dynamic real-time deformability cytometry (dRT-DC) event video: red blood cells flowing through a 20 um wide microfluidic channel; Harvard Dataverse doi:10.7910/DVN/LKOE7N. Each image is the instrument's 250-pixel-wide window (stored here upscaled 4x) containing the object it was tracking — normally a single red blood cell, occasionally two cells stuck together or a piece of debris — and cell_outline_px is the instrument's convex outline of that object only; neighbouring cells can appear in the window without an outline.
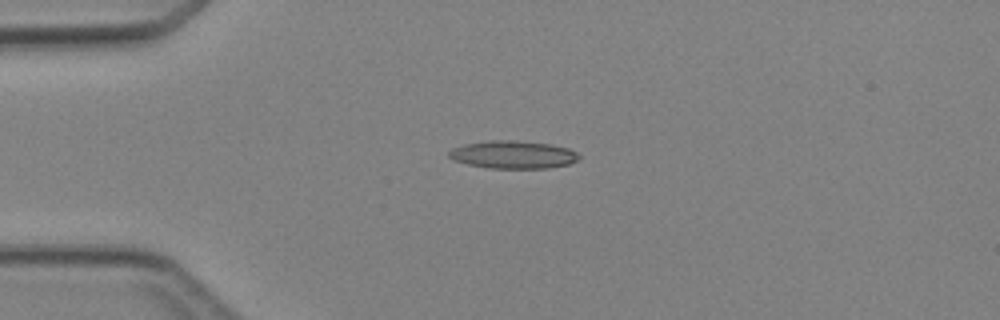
{"species": "Egyptian fruit bat (a non-hibernating species)", "species_latin": "Rousettus aegyptiacus", "temperature_condition": "cold", "stored_images_in_passage": 5, "camera_frame_rate_fps": 3000, "um_per_image_px": 0.085, "animal": {"sex": "female"}, "frame": {"image": 1, "passage_image": 2, "time_ms": 2.333, "image_size_px": [1000, 320], "cell_outline_px": [[580, 160], [568, 164], [548, 168], [488, 168], [468, 164], [452, 160], [448, 156], [448, 152], [452, 148], [464, 144], [488, 140], [516, 140], [552, 144], [568, 148], [576, 152], [580, 156]], "centroid_in_image_um": [43.61, 13.14], "position_along_channel_um": 41.4, "area_um2": 21.27}}
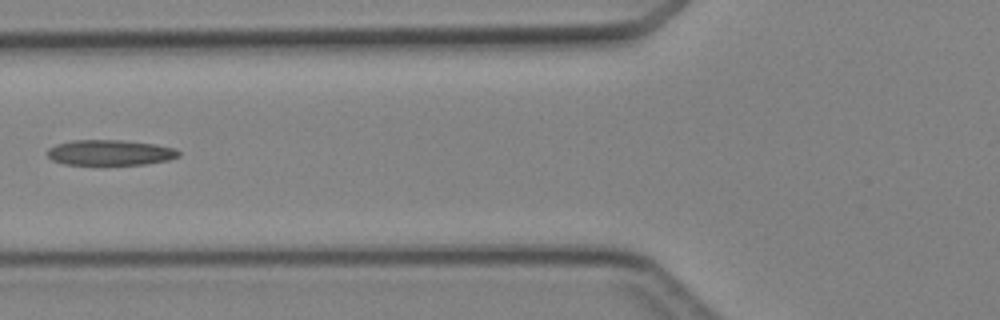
{"frame": {"image": 2, "passage_image": 4, "time_ms": 4.667, "image_size_px": [1000, 320], "cell_outline_px": [[180, 156], [168, 160], [148, 164], [64, 164], [52, 160], [48, 156], [48, 148], [56, 144], [72, 140], [120, 140], [156, 144], [176, 148], [180, 152]], "centroid_in_image_um": [9.38, 12.96], "position_along_channel_um": 116.4, "area_um2": 19.48}}
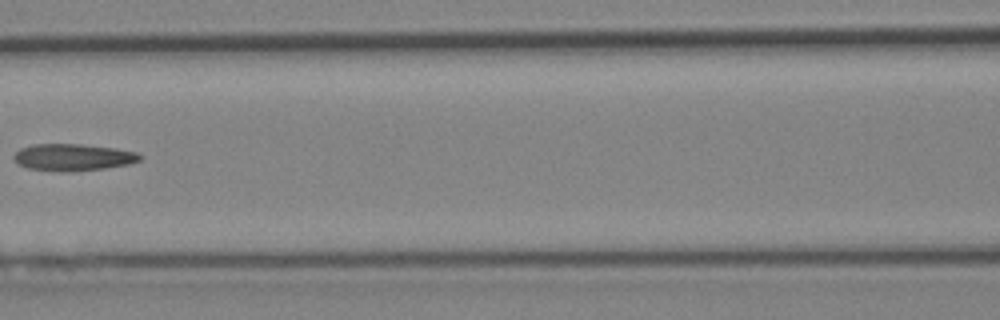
{"frame": {"image": 3, "passage_image": 5, "time_ms": 5.667, "image_size_px": [1000, 320], "cell_outline_px": [[144, 156], [140, 160], [128, 164], [104, 168], [72, 172], [64, 172], [28, 168], [20, 164], [12, 156], [20, 148], [32, 144], [80, 144], [116, 148], [136, 152]], "centroid_in_image_um": [6.22, 13.36], "position_along_channel_um": 160.4, "area_um2": 19.77}}